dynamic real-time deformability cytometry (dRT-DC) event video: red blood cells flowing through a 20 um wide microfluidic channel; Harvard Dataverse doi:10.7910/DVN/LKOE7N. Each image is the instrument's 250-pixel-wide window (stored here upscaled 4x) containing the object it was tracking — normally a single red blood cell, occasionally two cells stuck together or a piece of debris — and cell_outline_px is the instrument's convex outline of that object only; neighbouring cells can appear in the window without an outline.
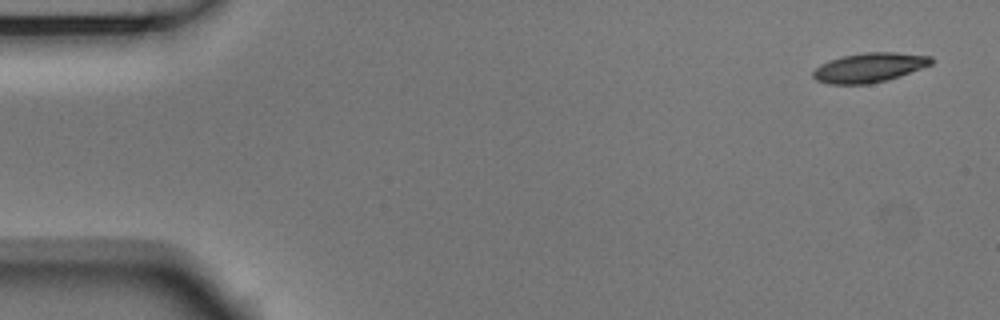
{"species": "Egyptian fruit bat (a non-hibernating species)", "species_latin": "Rousettus aegyptiacus", "temperature_condition": "room temperature", "stored_images_in_passage": 4, "camera_frame_rate_fps": 3000, "um_per_image_px": 0.085, "animal": {"sex": "male"}, "frame": {"image": 1, "passage_image": 1, "time_ms": 0.0, "image_size_px": [1000, 320], "cell_outline_px": [[932, 64], [900, 76], [868, 84], [828, 84], [816, 80], [812, 76], [812, 72], [820, 64], [844, 56], [864, 52], [896, 52], [932, 56]], "centroid_in_image_um": [73.89, 5.74], "position_along_channel_um": 11.1, "area_um2": 20.11}}
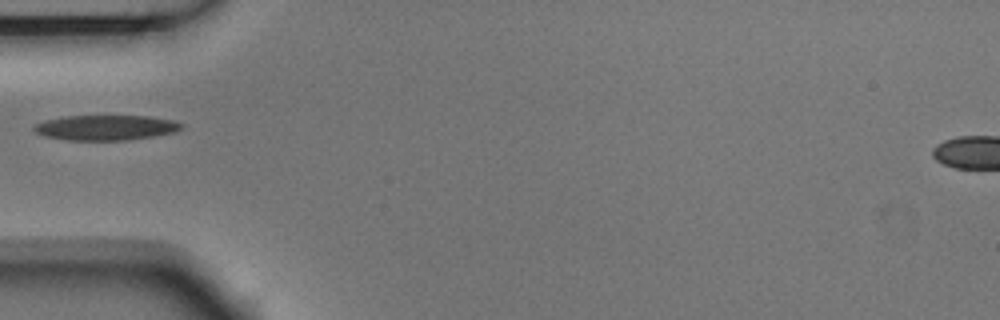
{"frame": {"image": 2, "passage_image": 4, "time_ms": 1.0, "image_size_px": [1000, 320], "cell_outline_px": [[184, 128], [176, 132], [128, 140], [64, 140], [44, 136], [36, 132], [32, 128], [36, 124], [44, 120], [64, 116], [148, 116], [172, 120], [184, 124]], "centroid_in_image_um": [9.0, 10.85], "position_along_channel_um": 76.0, "area_um2": 21.68}}